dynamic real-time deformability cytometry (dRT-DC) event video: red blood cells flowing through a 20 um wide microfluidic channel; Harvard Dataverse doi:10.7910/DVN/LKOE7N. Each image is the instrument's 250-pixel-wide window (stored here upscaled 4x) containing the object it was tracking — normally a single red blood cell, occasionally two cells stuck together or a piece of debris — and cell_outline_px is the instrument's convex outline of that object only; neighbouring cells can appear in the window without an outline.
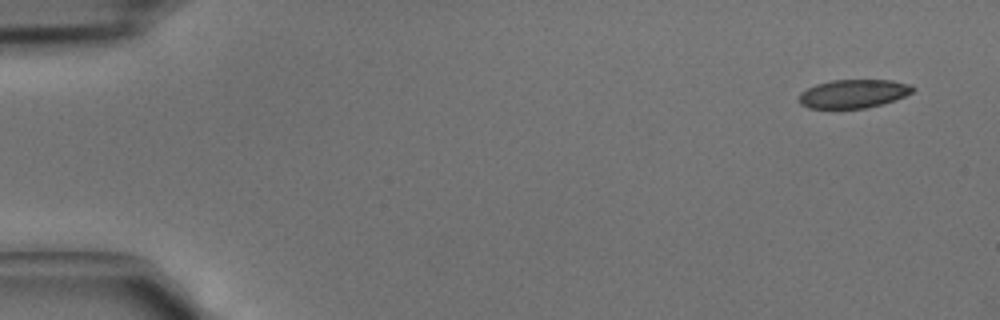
{"species": "common noctule bat (a hibernating species)", "species_latin": "Nyctalus noctula", "temperature_condition": "cold", "stored_images_in_passage": 4, "camera_frame_rate_fps": 3000, "um_per_image_px": 0.085, "animal": {"sex": "male", "body_mass_g": 15.6}, "frame": {"image": 1, "passage_image": 1, "time_ms": 0.0, "image_size_px": [1000, 320], "cell_outline_px": [[916, 88], [912, 92], [904, 96], [880, 104], [864, 108], [808, 108], [800, 104], [800, 92], [816, 84], [832, 80], [892, 80], [912, 84]], "centroid_in_image_um": [72.55, 7.95], "position_along_channel_um": 12.5, "area_um2": 18.79}}
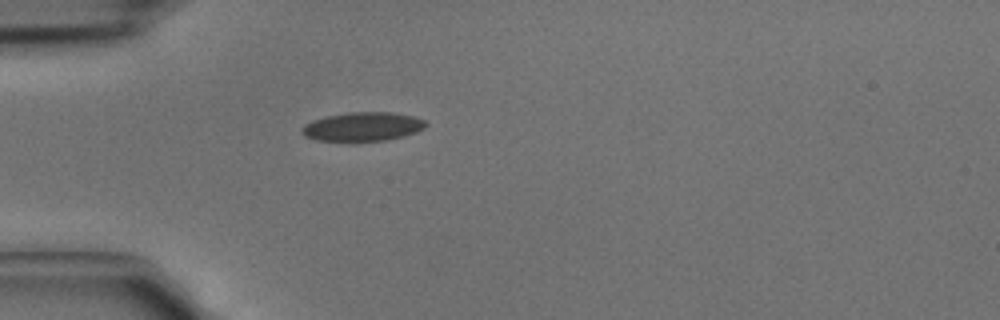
{"frame": {"image": 2, "passage_image": 4, "time_ms": 1.0, "image_size_px": [1000, 320], "cell_outline_px": [[428, 124], [424, 128], [416, 132], [404, 136], [384, 140], [316, 140], [304, 136], [300, 132], [300, 128], [304, 124], [312, 120], [328, 116], [348, 112], [392, 112], [412, 116], [424, 120]], "centroid_in_image_um": [30.81, 10.75], "position_along_channel_um": 54.2, "area_um2": 20.69}}